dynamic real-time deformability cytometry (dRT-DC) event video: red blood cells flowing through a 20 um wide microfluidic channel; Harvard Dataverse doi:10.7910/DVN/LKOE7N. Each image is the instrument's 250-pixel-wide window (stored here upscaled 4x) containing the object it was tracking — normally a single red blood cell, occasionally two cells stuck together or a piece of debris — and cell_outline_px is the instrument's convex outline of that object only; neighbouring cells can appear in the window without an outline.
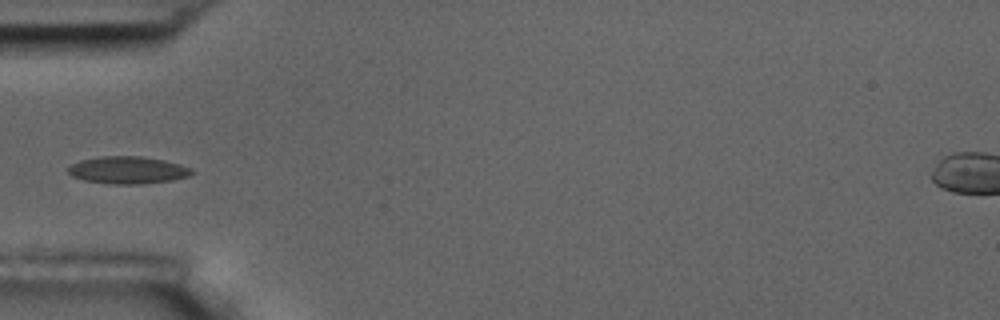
{"species": "common noctule bat (a hibernating species)", "species_latin": "Nyctalus noctula", "temperature_condition": "room temperature", "stored_images_in_passage": 6, "camera_frame_rate_fps": 3000, "um_per_image_px": 0.085, "animal": {"sex": "male", "body_mass_g": 17.5, "forearm_length_mm": 52.3}, "frame": {"image": 1, "passage_image": 6, "time_ms": 5.667, "image_size_px": [1000, 320], "cell_outline_px": [[196, 172], [188, 176], [172, 180], [140, 184], [112, 184], [84, 180], [72, 176], [68, 172], [68, 168], [72, 164], [80, 160], [100, 156], [140, 156], [164, 160], [180, 164], [192, 168]], "centroid_in_image_um": [10.88, 14.45], "position_along_channel_um": 74.1, "area_um2": 19.71}}